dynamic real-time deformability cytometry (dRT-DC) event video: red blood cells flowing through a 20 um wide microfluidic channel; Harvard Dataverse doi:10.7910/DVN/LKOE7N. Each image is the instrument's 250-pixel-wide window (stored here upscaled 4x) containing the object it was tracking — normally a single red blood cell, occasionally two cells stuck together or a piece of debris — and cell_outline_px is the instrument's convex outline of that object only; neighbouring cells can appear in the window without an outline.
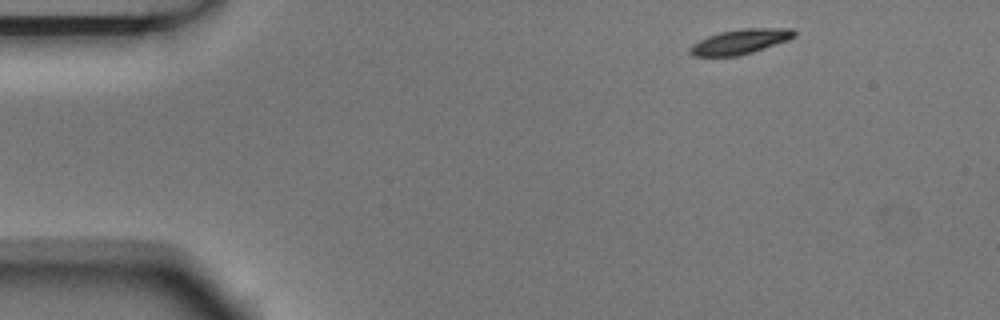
{"species": "Egyptian fruit bat (a non-hibernating species)", "species_latin": "Rousettus aegyptiacus", "temperature_condition": "room temperature", "stored_images_in_passage": 5, "camera_frame_rate_fps": 3000, "um_per_image_px": 0.085, "animal": {"sex": "male"}, "frame": {"image": 1, "passage_image": 1, "time_ms": 0.0, "image_size_px": [1000, 320], "cell_outline_px": [[796, 36], [788, 40], [740, 56], [692, 56], [688, 52], [688, 48], [692, 44], [708, 36], [720, 32], [744, 28], [792, 28], [796, 32]], "centroid_in_image_um": [62.91, 3.54], "position_along_channel_um": 22.1, "area_um2": 15.14}}
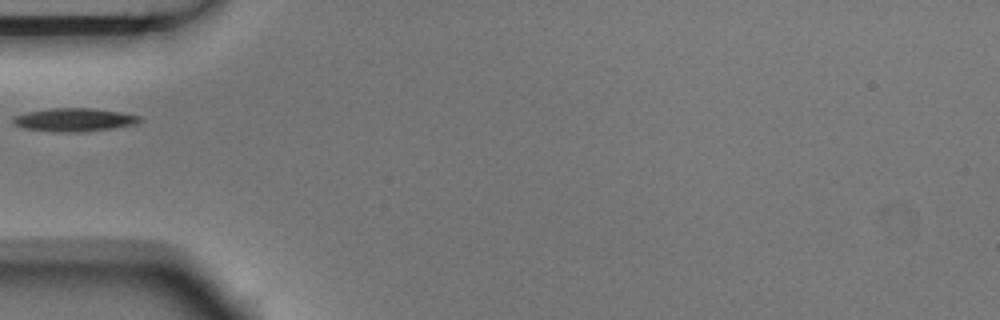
{"frame": {"image": 2, "passage_image": 4, "time_ms": 1.0, "image_size_px": [1000, 320], "cell_outline_px": [[140, 120], [136, 124], [112, 128], [80, 132], [60, 132], [24, 128], [12, 124], [12, 120], [16, 116], [28, 112], [52, 108], [92, 108], [120, 112], [140, 116]], "centroid_in_image_um": [6.3, 10.18], "position_along_channel_um": 78.7, "area_um2": 16.94}}
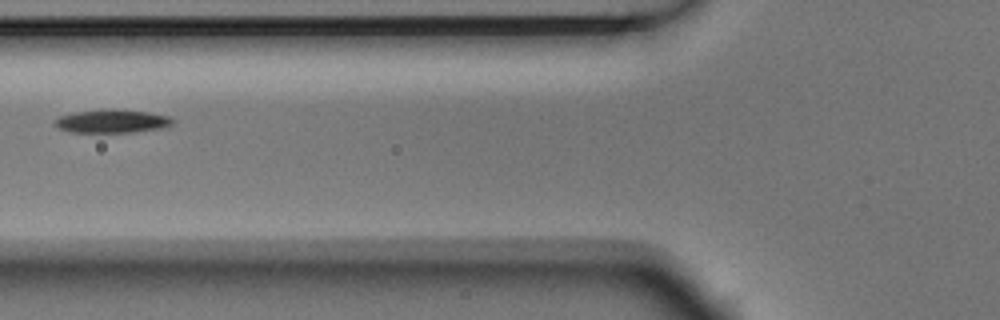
{"frame": {"image": 3, "passage_image": 5, "time_ms": 1.333, "image_size_px": [1000, 320], "cell_outline_px": [[176, 120], [172, 124], [160, 128], [132, 132], [68, 132], [56, 128], [52, 124], [60, 116], [76, 112], [112, 108], [116, 108], [148, 112], [168, 116]], "centroid_in_image_um": [9.5, 10.3], "position_along_channel_um": 116.3, "area_um2": 16.13}}